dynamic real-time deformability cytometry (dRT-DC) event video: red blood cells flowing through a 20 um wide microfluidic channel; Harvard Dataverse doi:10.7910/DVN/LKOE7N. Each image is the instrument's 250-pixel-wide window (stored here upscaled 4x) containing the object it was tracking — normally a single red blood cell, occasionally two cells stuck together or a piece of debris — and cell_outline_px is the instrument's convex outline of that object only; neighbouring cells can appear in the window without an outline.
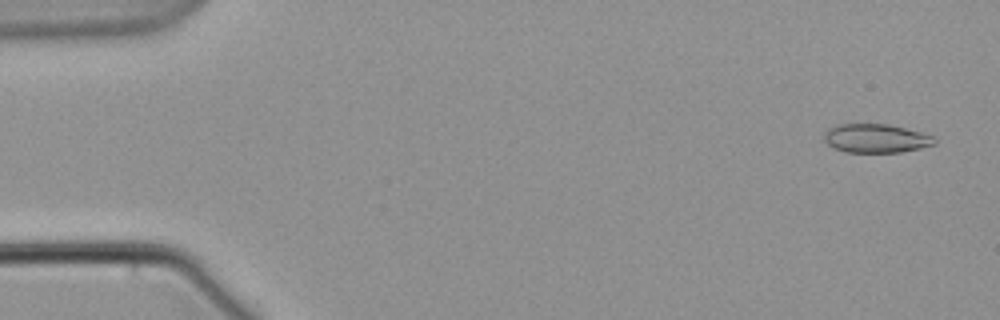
{"species": "common noctule bat (a hibernating species)", "species_latin": "Nyctalus noctula", "temperature_condition": "warm", "stored_images_in_passage": 7, "camera_frame_rate_fps": 3000, "um_per_image_px": 0.085, "animal": {"sex": "male", "body_mass_g": 21.5, "forearm_length_mm": 52.0}, "frame": {"image": 1, "passage_image": 1, "time_ms": 0.0, "image_size_px": [1000, 320], "cell_outline_px": [[936, 144], [920, 148], [900, 152], [848, 152], [832, 148], [824, 140], [824, 136], [828, 128], [836, 124], [888, 124], [920, 132], [932, 136], [936, 140]], "centroid_in_image_um": [74.43, 11.76], "position_along_channel_um": 10.6, "area_um2": 18.44}}
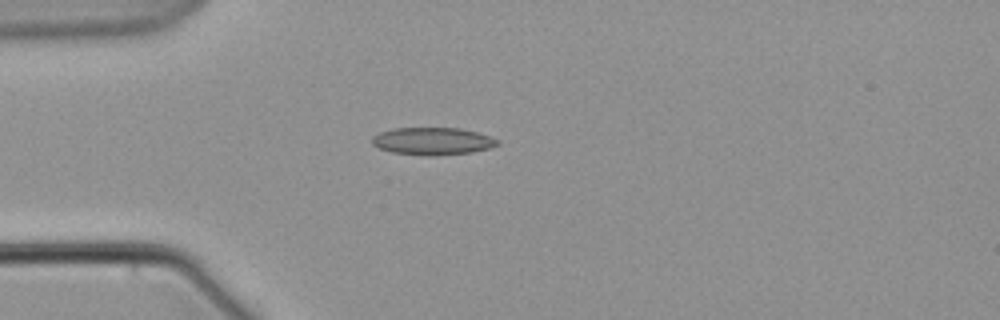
{"frame": {"image": 2, "passage_image": 5, "time_ms": 5.0, "image_size_px": [1000, 320], "cell_outline_px": [[500, 144], [488, 148], [472, 152], [432, 156], [428, 156], [392, 152], [380, 148], [372, 144], [372, 136], [380, 132], [392, 128], [460, 128], [476, 132], [500, 140]], "centroid_in_image_um": [36.76, 11.99], "position_along_channel_um": 48.2, "area_um2": 20.0}}
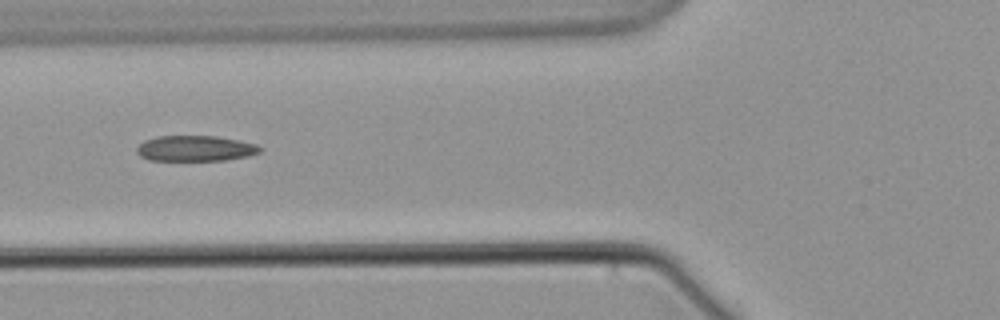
{"frame": {"image": 3, "passage_image": 7, "time_ms": 7.333, "image_size_px": [1000, 320], "cell_outline_px": [[264, 148], [260, 152], [248, 156], [224, 160], [148, 160], [140, 156], [136, 152], [136, 148], [144, 140], [156, 136], [216, 136], [256, 144]], "centroid_in_image_um": [16.58, 12.61], "position_along_channel_um": 109.2, "area_um2": 18.38}}